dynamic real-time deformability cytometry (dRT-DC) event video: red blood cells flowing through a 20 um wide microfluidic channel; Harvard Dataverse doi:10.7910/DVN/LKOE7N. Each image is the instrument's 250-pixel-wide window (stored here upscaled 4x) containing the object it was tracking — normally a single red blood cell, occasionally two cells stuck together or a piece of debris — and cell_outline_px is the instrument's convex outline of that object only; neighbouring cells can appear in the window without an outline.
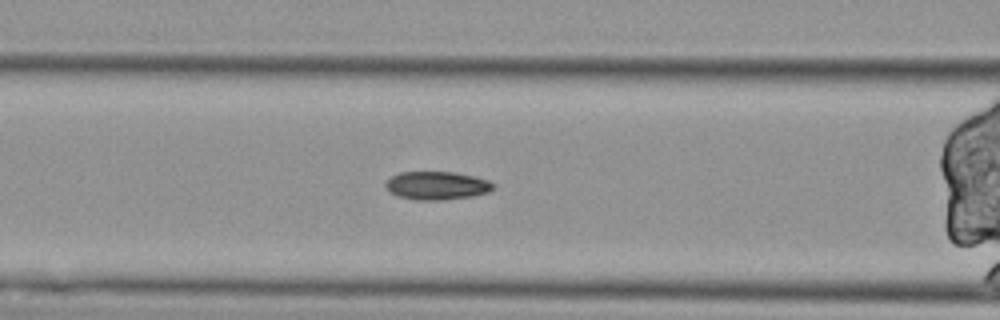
{"species": "Egyptian fruit bat (a non-hibernating species)", "species_latin": "Rousettus aegyptiacus", "temperature_condition": "cold", "stored_images_in_passage": 37, "segment_of_instrument_passage": [2, 2], "camera_frame_rate_fps": 3000, "um_per_image_px": 0.085, "animal": {"sex": "female"}, "frame": {"image": 1, "passage_image": 12, "time_ms": 3.667, "image_size_px": [1000, 320], "cell_outline_px": [[492, 188], [488, 192], [472, 196], [444, 200], [416, 200], [396, 196], [388, 192], [384, 184], [392, 176], [400, 172], [456, 172], [488, 180], [492, 184]], "centroid_in_image_um": [37.07, 15.78], "position_along_channel_um": 129.5, "area_um2": 17.69}}
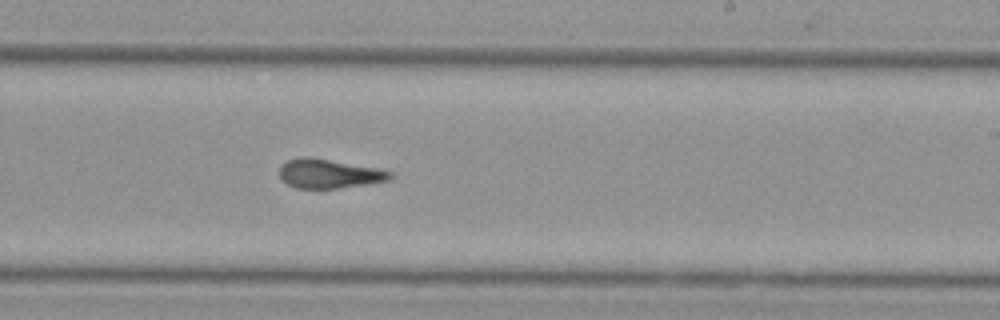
{"frame": {"image": 2, "passage_image": 24, "time_ms": 7.667, "image_size_px": [1000, 320], "cell_outline_px": [[392, 176], [388, 180], [340, 188], [296, 188], [288, 184], [280, 176], [280, 168], [288, 160], [300, 156], [308, 156], [376, 168], [392, 172]], "centroid_in_image_um": [27.95, 14.75], "position_along_channel_um": 261.1, "area_um2": 18.44}}
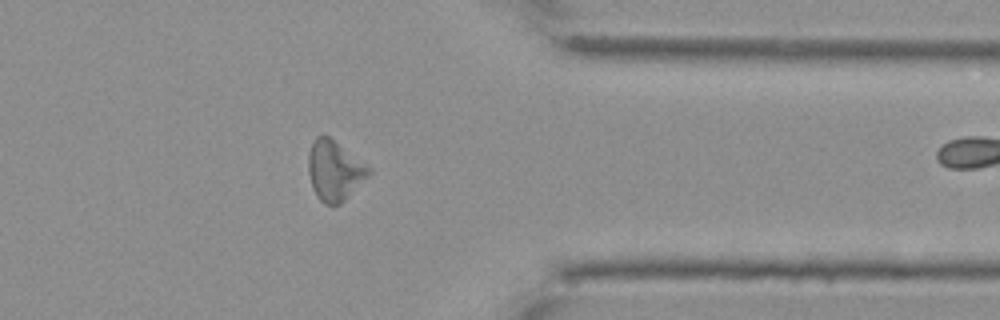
{"frame": {"image": 3, "passage_image": 36, "time_ms": 11.667, "image_size_px": [1000, 320], "cell_outline_px": [[372, 172], [340, 204], [324, 204], [320, 200], [312, 188], [308, 172], [308, 156], [312, 144], [316, 136], [328, 136], [372, 168]], "centroid_in_image_um": [28.43, 14.51], "position_along_channel_um": 383.0, "area_um2": 20.81}}